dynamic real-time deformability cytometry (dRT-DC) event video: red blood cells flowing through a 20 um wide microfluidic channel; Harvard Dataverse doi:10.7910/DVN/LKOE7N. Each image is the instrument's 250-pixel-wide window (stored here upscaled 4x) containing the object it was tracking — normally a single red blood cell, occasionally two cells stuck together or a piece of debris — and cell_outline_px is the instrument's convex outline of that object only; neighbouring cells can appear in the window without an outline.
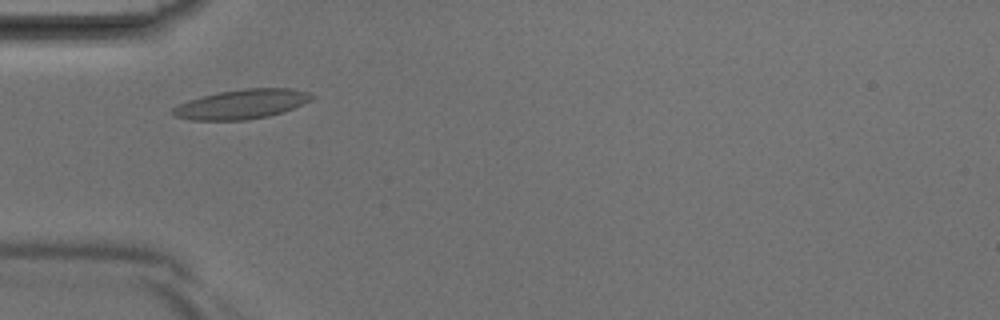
{"species": "Egyptian fruit bat (a non-hibernating species)", "species_latin": "Rousettus aegyptiacus", "temperature_condition": "room temperature", "stored_images_in_passage": 29, "camera_frame_rate_fps": 3000, "um_per_image_px": 0.085, "animal": {"sex": "male"}, "frame": {"image": 1, "passage_image": 1, "time_ms": 0.0, "image_size_px": [1000, 320], "cell_outline_px": [[316, 96], [312, 100], [292, 108], [268, 116], [244, 120], [188, 120], [172, 116], [168, 112], [172, 108], [188, 100], [220, 92], [244, 88], [292, 88], [308, 92]], "centroid_in_image_um": [20.51, 8.85], "position_along_channel_um": 64.5, "area_um2": 23.87}}
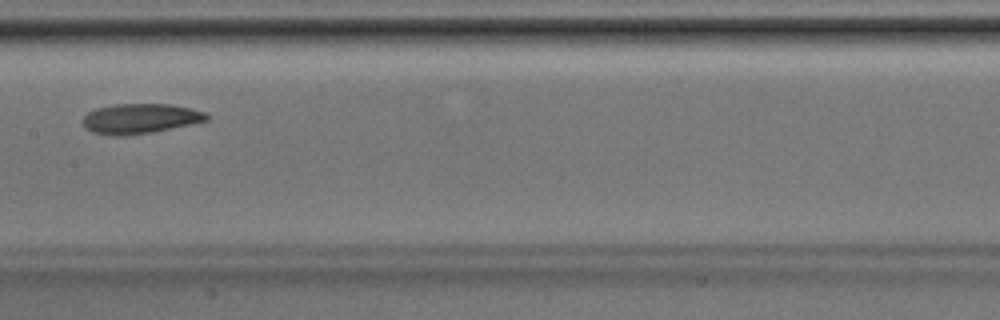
{"frame": {"image": 2, "passage_image": 9, "time_ms": 2.667, "image_size_px": [1000, 320], "cell_outline_px": [[208, 120], [192, 124], [152, 132], [124, 136], [112, 136], [92, 132], [84, 128], [80, 120], [88, 112], [96, 108], [116, 104], [172, 104], [192, 108], [204, 112], [208, 116]], "centroid_in_image_um": [11.87, 10.08], "position_along_channel_um": 195.5, "area_um2": 21.85}}
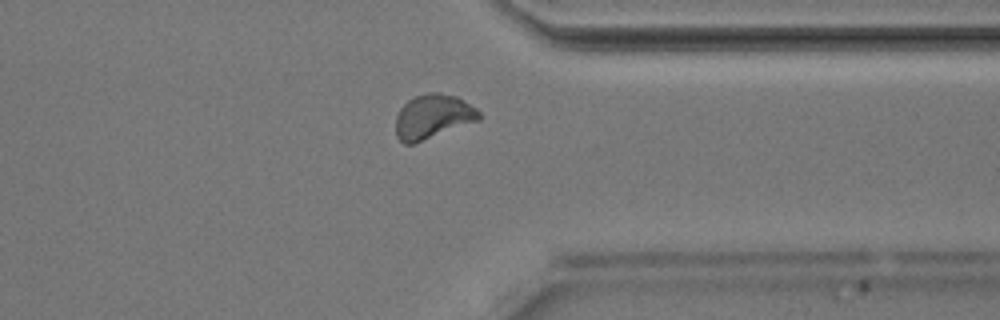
{"frame": {"image": 3, "passage_image": 20, "time_ms": 6.333, "image_size_px": [1000, 320], "cell_outline_px": [[484, 116], [480, 120], [412, 144], [404, 144], [396, 136], [396, 116], [400, 108], [408, 100], [416, 96], [428, 92], [440, 92], [456, 96], [476, 108]], "centroid_in_image_um": [36.81, 9.9], "position_along_channel_um": 374.6, "area_um2": 21.56}}